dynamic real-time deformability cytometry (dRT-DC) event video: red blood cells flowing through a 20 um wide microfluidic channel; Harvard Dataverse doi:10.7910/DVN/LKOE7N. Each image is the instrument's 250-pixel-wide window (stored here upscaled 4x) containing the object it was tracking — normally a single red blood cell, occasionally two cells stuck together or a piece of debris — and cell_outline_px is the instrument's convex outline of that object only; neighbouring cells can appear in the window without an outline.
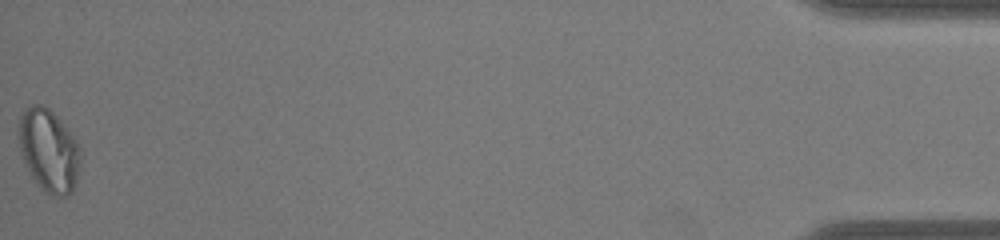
{"species": "common noctule bat (a hibernating species)", "species_latin": "Nyctalus noctula", "temperature_condition": "warm", "stored_images_in_passage": 49, "camera_frame_rate_fps": 3000, "um_per_image_px": 0.085, "animal": {"sex": "male", "body_mass_g": 19.0, "forearm_length_mm": 50.8}, "frame": {"image": 1, "passage_image": 49, "time_ms": 16.0, "image_size_px": [1000, 240], "cell_outline_px": [[80, 164], [76, 180], [72, 192], [68, 196], [52, 196], [32, 176], [20, 152], [16, 136], [16, 132], [20, 116], [28, 104], [40, 104], [48, 108], [60, 120], [76, 140], [80, 152]], "centroid_in_image_um": [4.12, 12.74], "position_along_channel_um": 431.1, "area_um2": 29.65}}